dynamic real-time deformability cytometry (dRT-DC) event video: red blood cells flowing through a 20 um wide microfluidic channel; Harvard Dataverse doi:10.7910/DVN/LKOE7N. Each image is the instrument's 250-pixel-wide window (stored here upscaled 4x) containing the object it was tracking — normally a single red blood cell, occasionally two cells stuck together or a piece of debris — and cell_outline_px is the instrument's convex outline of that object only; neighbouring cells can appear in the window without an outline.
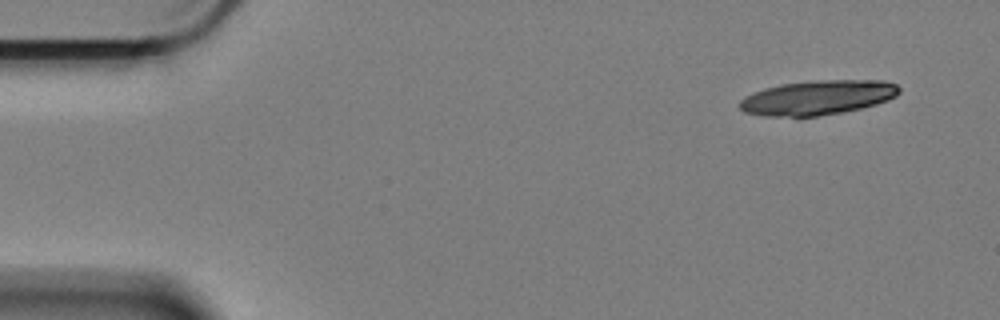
{"species": "Egyptian fruit bat (a non-hibernating species)", "species_latin": "Rousettus aegyptiacus", "temperature_condition": "cold", "stored_images_in_passage": 14, "camera_frame_rate_fps": 3000, "um_per_image_px": 0.085, "animal": {"sex": "female"}, "frame": {"image": 1, "passage_image": 1, "time_ms": 0.0, "image_size_px": [1000, 320], "cell_outline_px": [[900, 92], [896, 96], [888, 100], [876, 104], [844, 112], [816, 116], [764, 116], [744, 112], [740, 108], [740, 100], [744, 96], [764, 88], [784, 84], [816, 80], [884, 80], [896, 84], [900, 88]], "centroid_in_image_um": [69.52, 8.29], "position_along_channel_um": 15.5, "area_um2": 32.08}}